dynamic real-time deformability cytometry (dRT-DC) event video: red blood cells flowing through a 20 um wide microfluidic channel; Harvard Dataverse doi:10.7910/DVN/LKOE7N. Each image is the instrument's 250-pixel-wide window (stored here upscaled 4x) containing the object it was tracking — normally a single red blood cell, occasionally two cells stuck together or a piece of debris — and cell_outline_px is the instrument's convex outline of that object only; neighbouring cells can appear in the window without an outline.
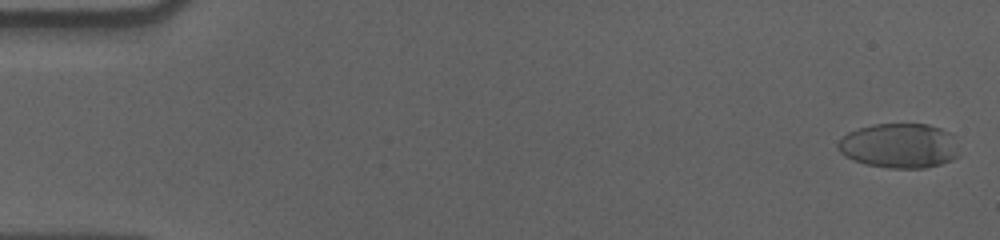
{"species": "human", "species_latin": "Homo sapiens", "temperature_condition": "cold", "stored_images_in_passage": 58, "camera_frame_rate_fps": 3000, "um_per_image_px": 0.085, "donor": {"sex": "male"}, "frame": {"image": 1, "passage_image": 2, "time_ms": 0.333, "image_size_px": [1000, 240], "cell_outline_px": [[956, 156], [952, 160], [940, 164], [924, 168], [888, 168], [868, 164], [852, 160], [844, 156], [836, 148], [836, 144], [848, 132], [872, 124], [928, 124], [940, 128], [948, 132], [952, 136], [956, 152]], "centroid_in_image_um": [76.38, 12.39], "position_along_channel_um": 8.6, "area_um2": 31.33}}
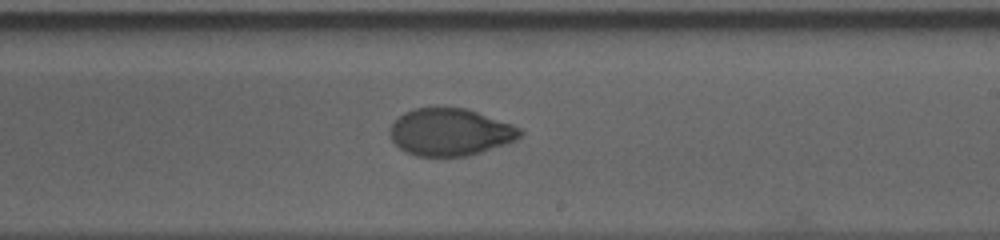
{"frame": {"image": 2, "passage_image": 35, "time_ms": 11.333, "image_size_px": [1000, 240], "cell_outline_px": [[524, 132], [516, 140], [468, 156], [416, 156], [400, 148], [392, 140], [388, 132], [392, 124], [404, 112], [416, 108], [468, 108], [512, 124], [520, 128]], "centroid_in_image_um": [38.27, 11.22], "position_along_channel_um": 250.7, "area_um2": 35.66}}
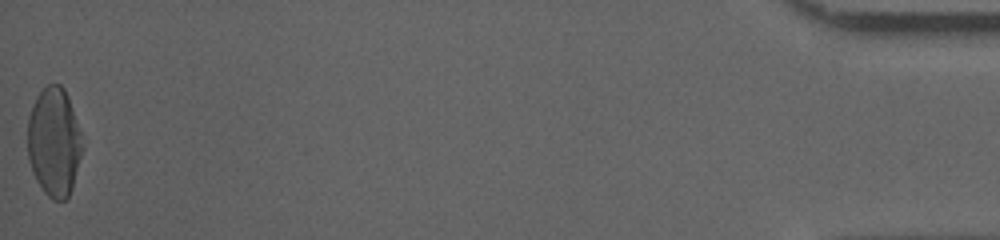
{"frame": {"image": 3, "passage_image": 58, "time_ms": 19.0, "image_size_px": [1000, 240], "cell_outline_px": [[80, 156], [72, 188], [68, 196], [64, 200], [52, 200], [44, 192], [36, 180], [28, 156], [28, 116], [36, 96], [48, 84], [60, 84], [64, 88], [68, 96], [80, 132]], "centroid_in_image_um": [4.57, 12.06], "position_along_channel_um": 430.6, "area_um2": 34.1}, "authors_computed_cell_mechanics": {"area_um2": 35.0846, "velocity_mm_per_s": 3.588, "shape_relaxation_time_tau1_ms": 6.4415, "shape_relaxation_time_tau2_ms": 1.4923, "deformation_change_tau1": 0.1967, "deformation_change_tau2": 0.0463}}